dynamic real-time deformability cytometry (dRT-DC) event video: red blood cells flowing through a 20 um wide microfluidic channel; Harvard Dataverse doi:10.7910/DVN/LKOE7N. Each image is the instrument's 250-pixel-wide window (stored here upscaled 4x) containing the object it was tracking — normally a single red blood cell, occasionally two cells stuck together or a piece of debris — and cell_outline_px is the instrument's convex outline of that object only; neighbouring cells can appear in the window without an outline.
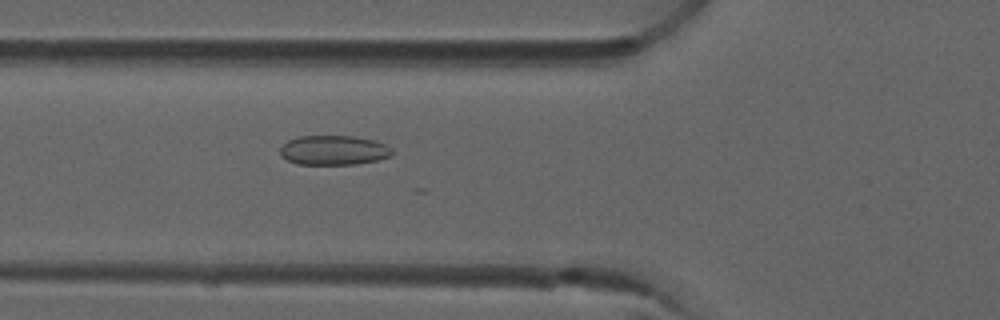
{"species": "common noctule bat (a hibernating species)", "species_latin": "Nyctalus noctula", "temperature_condition": "room temperature", "stored_images_in_passage": 5, "camera_frame_rate_fps": 3000, "um_per_image_px": 0.085, "animal": {"sex": "male", "forearm_length_mm": 52.5}, "frame": {"image": 1, "passage_image": 5, "time_ms": 1.333, "image_size_px": [1000, 320], "cell_outline_px": [[392, 156], [376, 160], [356, 164], [296, 164], [280, 156], [280, 148], [288, 140], [300, 136], [352, 136], [376, 140], [392, 148]], "centroid_in_image_um": [28.36, 12.77], "position_along_channel_um": 97.4, "area_um2": 19.31}}